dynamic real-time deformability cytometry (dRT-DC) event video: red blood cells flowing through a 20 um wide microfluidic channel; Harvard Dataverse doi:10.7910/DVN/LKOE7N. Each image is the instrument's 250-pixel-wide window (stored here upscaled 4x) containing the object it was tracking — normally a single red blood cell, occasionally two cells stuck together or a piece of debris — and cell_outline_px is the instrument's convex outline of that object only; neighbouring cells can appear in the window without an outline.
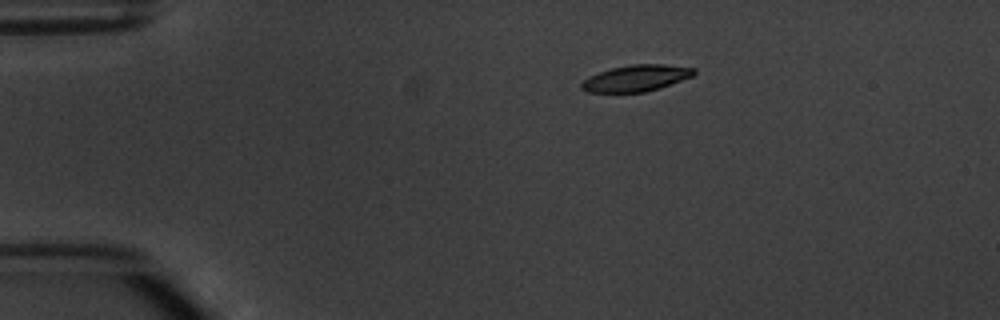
{"species": "common noctule bat (a hibernating species)", "species_latin": "Nyctalus noctula", "temperature_condition": "warm", "stored_images_in_passage": 2, "camera_frame_rate_fps": 3000, "um_per_image_px": 0.085, "animal": {"sex": "male", "body_mass_g": 20.1, "forearm_length_mm": 53.5}, "frame": {"image": 1, "passage_image": 1, "time_ms": 0.0, "image_size_px": [1000, 320], "cell_outline_px": [[696, 72], [692, 76], [660, 88], [644, 92], [588, 92], [580, 88], [580, 84], [588, 76], [612, 68], [632, 64], [664, 64], [696, 68]], "centroid_in_image_um": [54.07, 6.64], "position_along_channel_um": 30.9, "area_um2": 17.22}}